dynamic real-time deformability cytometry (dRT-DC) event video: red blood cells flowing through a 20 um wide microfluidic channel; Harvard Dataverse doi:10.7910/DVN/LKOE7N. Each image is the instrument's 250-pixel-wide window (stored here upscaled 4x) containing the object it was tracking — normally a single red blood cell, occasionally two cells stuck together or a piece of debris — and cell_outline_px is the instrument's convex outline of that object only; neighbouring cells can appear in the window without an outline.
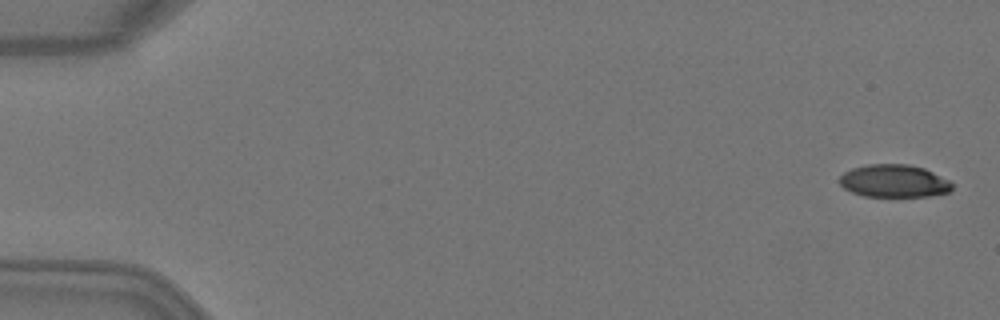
{"species": "Egyptian fruit bat (a non-hibernating species)", "species_latin": "Rousettus aegyptiacus", "temperature_condition": "warm", "stored_images_in_passage": 2, "camera_frame_rate_fps": 3000, "um_per_image_px": 0.085, "animal": {"sex": "female"}, "frame": {"image": 1, "passage_image": 2, "time_ms": 0.333, "image_size_px": [1000, 320], "cell_outline_px": [[952, 188], [948, 192], [932, 196], [864, 196], [852, 192], [844, 188], [840, 184], [840, 176], [844, 172], [852, 168], [868, 164], [908, 164], [924, 168], [948, 180], [952, 184]], "centroid_in_image_um": [75.98, 15.38], "position_along_channel_um": 9.0, "area_um2": 21.33}}